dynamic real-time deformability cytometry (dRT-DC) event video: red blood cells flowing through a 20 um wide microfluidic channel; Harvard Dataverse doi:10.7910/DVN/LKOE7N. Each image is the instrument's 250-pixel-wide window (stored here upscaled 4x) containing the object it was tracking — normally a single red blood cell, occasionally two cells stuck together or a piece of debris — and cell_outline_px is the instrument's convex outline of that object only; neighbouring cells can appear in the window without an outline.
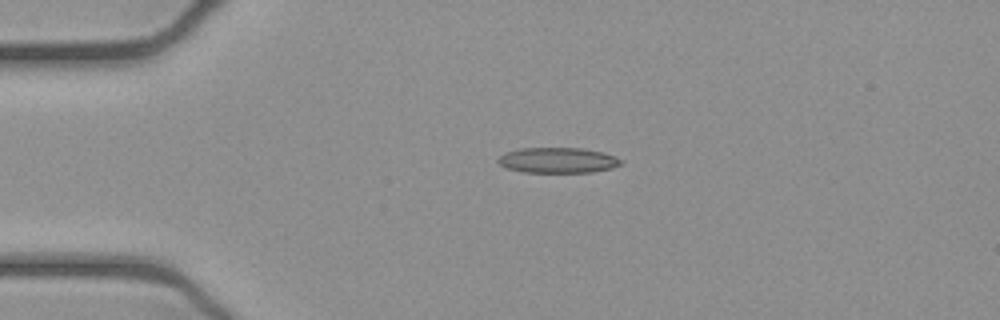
{"species": "common noctule bat (a hibernating species)", "species_latin": "Nyctalus noctula", "temperature_condition": "cold", "stored_images_in_passage": 41, "camera_frame_rate_fps": 3000, "um_per_image_px": 0.085, "animal": {"sex": "female", "body_mass_g": 21.9}, "frame": {"image": 1, "passage_image": 1, "time_ms": 0.0, "image_size_px": [1000, 320], "cell_outline_px": [[624, 160], [620, 164], [612, 168], [592, 172], [524, 172], [504, 168], [496, 160], [504, 152], [520, 148], [580, 148], [600, 152]], "centroid_in_image_um": [47.35, 13.62], "position_along_channel_um": 37.6, "area_um2": 18.15}}
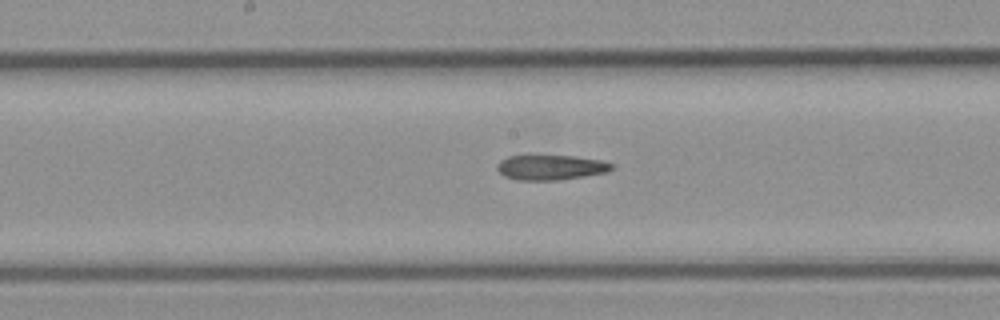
{"frame": {"image": 2, "passage_image": 16, "time_ms": 5.0, "image_size_px": [1000, 320], "cell_outline_px": [[616, 168], [608, 172], [560, 180], [516, 180], [504, 176], [496, 168], [496, 164], [500, 160], [508, 156], [576, 156], [604, 160], [616, 164]], "centroid_in_image_um": [46.88, 14.23], "position_along_channel_um": 201.3, "area_um2": 16.99}}
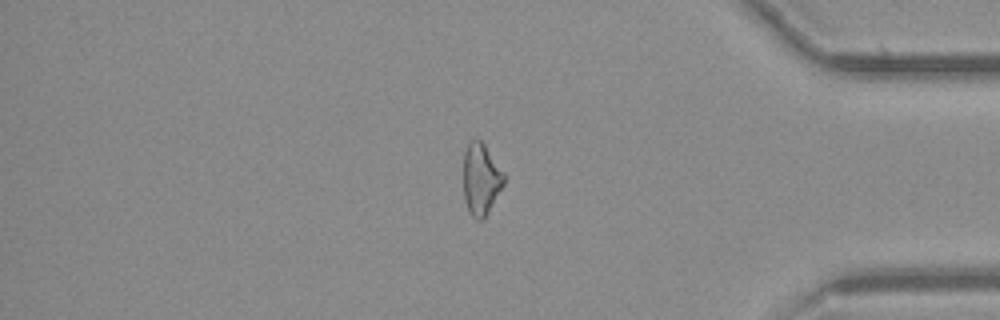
{"frame": {"image": 3, "passage_image": 33, "time_ms": 10.667, "image_size_px": [1000, 320], "cell_outline_px": [[504, 184], [488, 212], [480, 220], [476, 220], [468, 212], [464, 196], [464, 152], [468, 144], [472, 140], [480, 140], [484, 144], [504, 172]], "centroid_in_image_um": [40.88, 15.23], "position_along_channel_um": 394.3, "area_um2": 16.7}}